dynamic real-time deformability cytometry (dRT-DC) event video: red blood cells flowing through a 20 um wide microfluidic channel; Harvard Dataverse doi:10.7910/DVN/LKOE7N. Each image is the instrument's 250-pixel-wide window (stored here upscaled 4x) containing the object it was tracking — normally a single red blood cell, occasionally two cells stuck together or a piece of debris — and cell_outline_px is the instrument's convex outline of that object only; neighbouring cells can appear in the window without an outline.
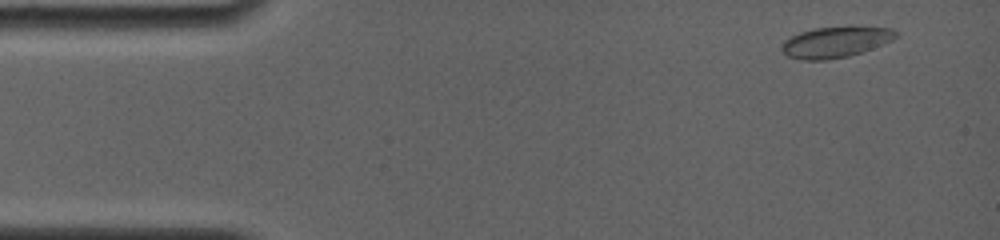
{"species": "common noctule bat (a hibernating species)", "species_latin": "Nyctalus noctula", "temperature_condition": "room temperature", "stored_images_in_passage": 5, "camera_frame_rate_fps": 4000, "um_per_image_px": 0.085, "animal": {"sex": "female", "body_mass_g": 19.0, "forearm_length_mm": 56.7}, "frame": {"image": 1, "passage_image": 1, "time_ms": 0.0, "image_size_px": [1000, 240], "cell_outline_px": [[896, 36], [892, 40], [860, 52], [848, 56], [824, 60], [800, 60], [788, 56], [780, 48], [780, 44], [784, 40], [800, 32], [816, 28], [848, 24], [892, 28], [896, 32]], "centroid_in_image_um": [71.0, 3.53], "position_along_channel_um": 14.0, "area_um2": 20.92}}
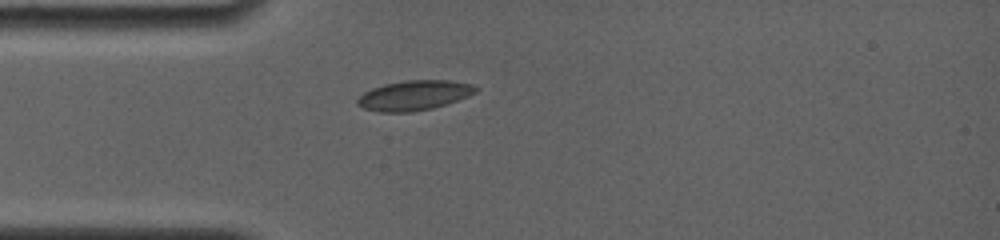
{"frame": {"image": 2, "passage_image": 5, "time_ms": 3.25, "image_size_px": [1000, 240], "cell_outline_px": [[480, 88], [476, 92], [468, 96], [432, 108], [412, 112], [380, 112], [364, 108], [356, 104], [356, 100], [364, 92], [372, 88], [384, 84], [404, 80], [448, 80], [472, 84]], "centroid_in_image_um": [35.19, 8.1], "position_along_channel_um": 49.8, "area_um2": 20.52}}